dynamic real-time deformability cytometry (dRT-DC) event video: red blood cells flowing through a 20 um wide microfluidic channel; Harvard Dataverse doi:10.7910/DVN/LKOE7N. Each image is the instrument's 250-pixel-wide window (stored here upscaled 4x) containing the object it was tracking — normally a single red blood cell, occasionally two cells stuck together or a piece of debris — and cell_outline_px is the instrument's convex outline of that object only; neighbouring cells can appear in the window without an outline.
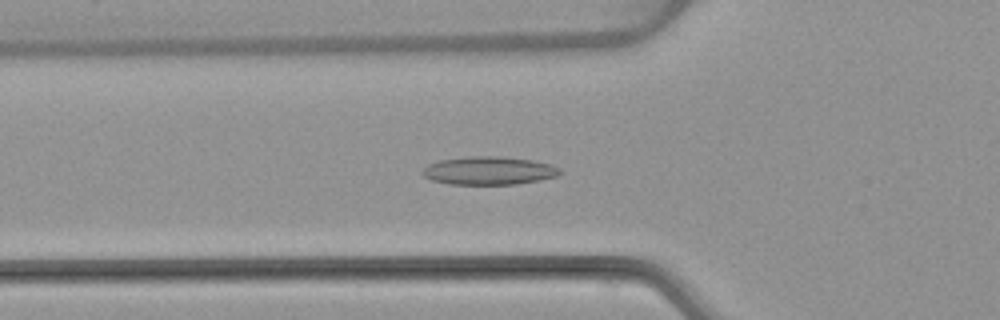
{"species": "common noctule bat (a hibernating species)", "species_latin": "Nyctalus noctula", "temperature_condition": "warm", "stored_images_in_passage": 55, "camera_frame_rate_fps": 3000, "um_per_image_px": 0.085, "animal": {"sex": "female", "body_mass_g": 22.7, "forearm_length_mm": 54.2}, "frame": {"image": 1, "passage_image": 19, "time_ms": 6.0, "image_size_px": [1000, 320], "cell_outline_px": [[560, 172], [556, 176], [516, 184], [448, 184], [432, 180], [424, 176], [420, 172], [428, 164], [440, 160], [468, 156], [500, 156], [532, 160], [552, 164], [560, 168]], "centroid_in_image_um": [41.52, 14.49], "position_along_channel_um": 84.3, "area_um2": 22.48}}
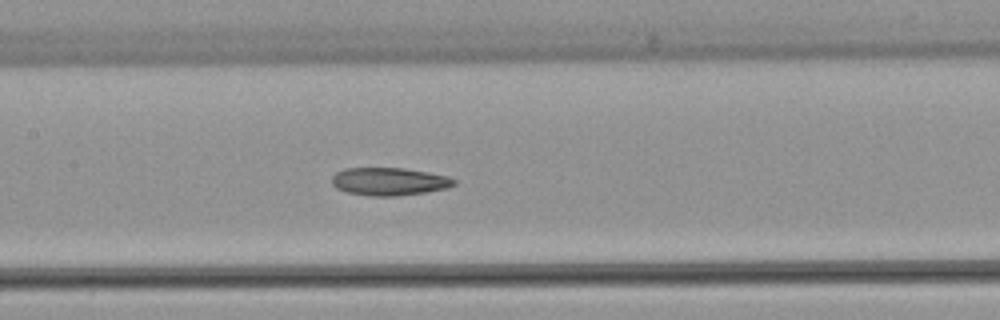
{"frame": {"image": 2, "passage_image": 26, "time_ms": 8.333, "image_size_px": [1000, 320], "cell_outline_px": [[456, 184], [448, 188], [424, 192], [396, 196], [372, 196], [348, 192], [336, 188], [332, 184], [332, 176], [336, 172], [344, 168], [404, 168], [428, 172], [448, 176], [456, 180]], "centroid_in_image_um": [33.09, 15.42], "position_along_channel_um": 174.3, "area_um2": 19.83}}
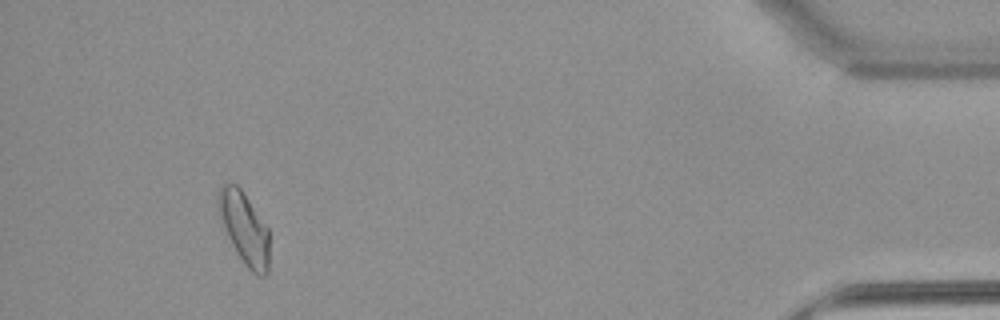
{"frame": {"image": 3, "passage_image": 50, "time_ms": 16.333, "image_size_px": [1000, 320], "cell_outline_px": [[268, 272], [264, 276], [256, 276], [244, 264], [232, 244], [224, 228], [216, 204], [216, 192], [224, 180], [236, 184], [240, 188], [268, 228]], "centroid_in_image_um": [20.72, 19.34], "position_along_channel_um": 414.5, "area_um2": 21.44}}